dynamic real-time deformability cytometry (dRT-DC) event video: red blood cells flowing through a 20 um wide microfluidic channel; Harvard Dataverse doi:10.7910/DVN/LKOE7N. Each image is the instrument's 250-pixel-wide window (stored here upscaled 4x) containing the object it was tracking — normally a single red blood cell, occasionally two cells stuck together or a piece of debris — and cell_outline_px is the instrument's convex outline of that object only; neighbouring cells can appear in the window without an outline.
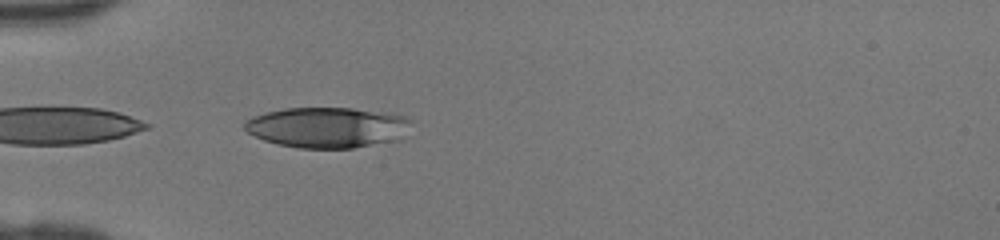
{"species": "human", "species_latin": "Homo sapiens", "temperature_condition": "room temperature", "stored_images_in_passage": 29, "camera_frame_rate_fps": 3000, "um_per_image_px": 0.085, "donor": {"sex": "female"}, "frame": {"image": 1, "passage_image": 2, "time_ms": 0.333, "image_size_px": [1000, 240], "cell_outline_px": [[412, 120], [400, 140], [352, 148], [300, 148], [280, 144], [264, 140], [248, 132], [244, 128], [244, 124], [252, 116], [264, 112], [284, 108], [352, 108], [404, 116]], "centroid_in_image_um": [27.81, 10.83], "position_along_channel_um": 57.2, "area_um2": 39.13}}
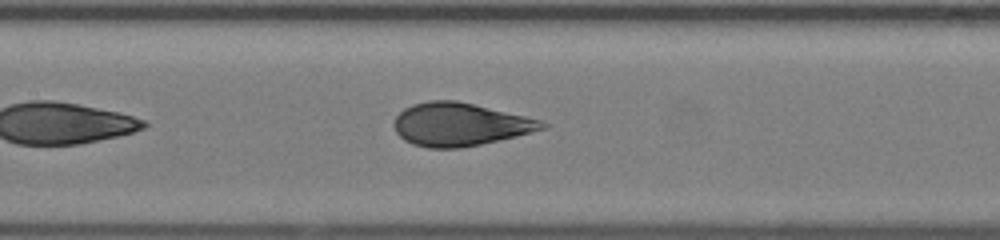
{"frame": {"image": 2, "passage_image": 10, "time_ms": 3.0, "image_size_px": [1000, 240], "cell_outline_px": [[548, 128], [516, 136], [480, 144], [460, 148], [428, 148], [412, 144], [404, 140], [396, 132], [392, 124], [396, 116], [404, 108], [412, 104], [428, 100], [456, 100], [524, 116], [540, 120], [548, 124]], "centroid_in_image_um": [39.05, 10.57], "position_along_channel_um": 168.4, "area_um2": 37.05}}
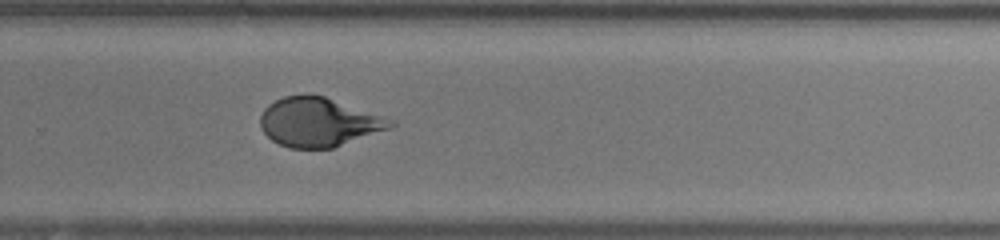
{"frame": {"image": 3, "passage_image": 19, "time_ms": 6.0, "image_size_px": [1000, 240], "cell_outline_px": [[396, 124], [392, 128], [332, 148], [288, 148], [272, 140], [264, 132], [260, 124], [260, 116], [264, 108], [268, 104], [284, 96], [324, 96], [396, 120]], "centroid_in_image_um": [27.12, 10.39], "position_along_channel_um": 302.7, "area_um2": 36.93}}